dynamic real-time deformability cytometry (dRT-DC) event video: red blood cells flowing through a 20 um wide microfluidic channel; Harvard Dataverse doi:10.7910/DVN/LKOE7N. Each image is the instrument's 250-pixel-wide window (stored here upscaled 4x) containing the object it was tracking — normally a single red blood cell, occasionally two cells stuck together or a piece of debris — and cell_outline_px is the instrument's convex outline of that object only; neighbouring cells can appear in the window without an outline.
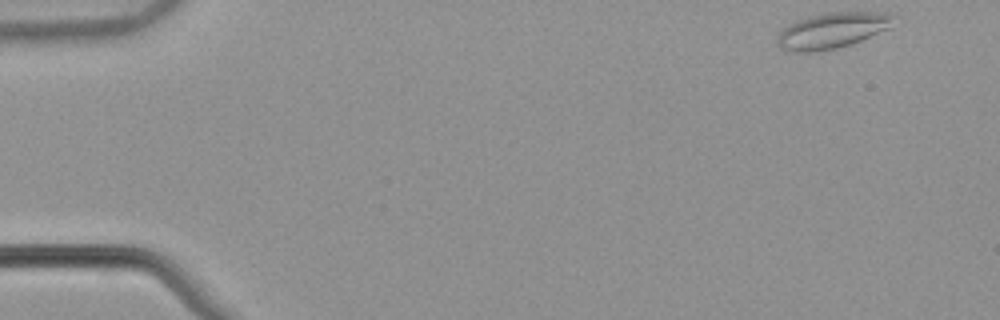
{"species": "common noctule bat (a hibernating species)", "species_latin": "Nyctalus noctula", "temperature_condition": "warm", "stored_images_in_passage": 51, "camera_frame_rate_fps": 3000, "um_per_image_px": 0.085, "animal": {"sex": "male", "body_mass_g": 21.5, "forearm_length_mm": 52.0}, "frame": {"image": 1, "passage_image": 1, "time_ms": 0.0, "image_size_px": [1000, 320], "cell_outline_px": [[896, 16], [888, 28], [860, 40], [836, 48], [812, 52], [792, 52], [780, 48], [776, 44], [776, 36], [788, 24], [796, 20], [828, 12], [888, 12]], "centroid_in_image_um": [70.68, 2.59], "position_along_channel_um": 14.3, "area_um2": 24.04}}
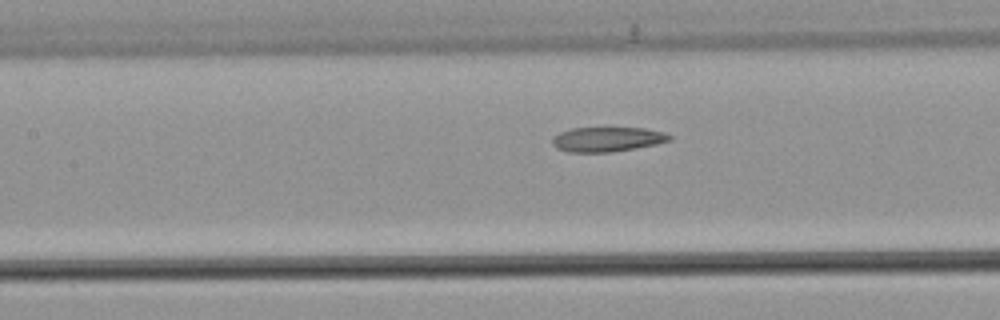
{"frame": {"image": 2, "passage_image": 22, "time_ms": 7.0, "image_size_px": [1000, 320], "cell_outline_px": [[672, 140], [656, 144], [608, 152], [568, 152], [556, 148], [552, 144], [552, 136], [560, 132], [572, 128], [644, 128], [664, 132], [672, 136]], "centroid_in_image_um": [51.59, 11.83], "position_along_channel_um": 155.8, "area_um2": 16.76}}
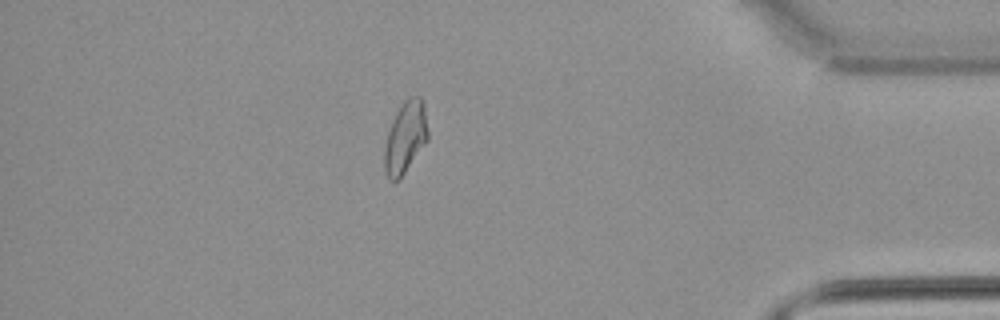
{"frame": {"image": 3, "passage_image": 44, "time_ms": 14.333, "image_size_px": [1000, 320], "cell_outline_px": [[428, 140], [404, 172], [396, 180], [388, 180], [384, 168], [384, 148], [388, 132], [392, 120], [396, 112], [404, 100], [408, 96], [420, 96], [424, 100], [428, 132]], "centroid_in_image_um": [34.46, 11.62], "position_along_channel_um": 400.7, "area_um2": 18.15}, "authors_computed_cell_mechanics": {"area_um2": 18.1492, "velocity_mm_per_s": 3.8476, "shape_relaxation_time_tau1_ms": null, "shape_relaxation_time_tau2_ms": 4.4228, "deformation_change_tau1": null, "deformation_change_tau2": 0.1309}}